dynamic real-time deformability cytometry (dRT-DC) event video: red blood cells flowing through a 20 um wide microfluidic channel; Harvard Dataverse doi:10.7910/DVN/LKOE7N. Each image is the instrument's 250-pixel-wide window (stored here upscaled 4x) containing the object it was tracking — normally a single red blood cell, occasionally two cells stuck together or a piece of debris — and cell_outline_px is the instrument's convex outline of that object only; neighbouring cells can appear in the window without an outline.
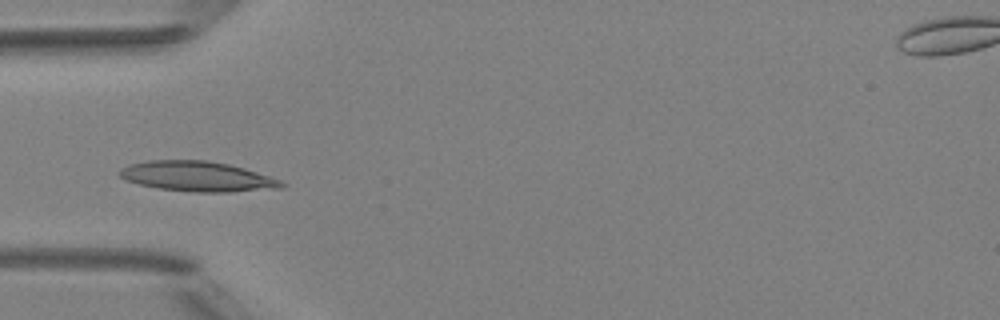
{"species": "Egyptian fruit bat (a non-hibernating species)", "species_latin": "Rousettus aegyptiacus", "temperature_condition": "room temperature", "stored_images_in_passage": 46, "camera_frame_rate_fps": 3000, "um_per_image_px": 0.085, "animal": {"sex": "female"}, "frame": {"image": 1, "passage_image": 13, "time_ms": 4.0, "image_size_px": [1000, 320], "cell_outline_px": [[288, 184], [280, 188], [232, 192], [196, 192], [160, 188], [140, 184], [124, 180], [116, 172], [120, 168], [128, 164], [148, 160], [208, 160], [228, 164], [244, 168], [280, 180]], "centroid_in_image_um": [16.74, 14.99], "position_along_channel_um": 68.3, "area_um2": 28.44}}
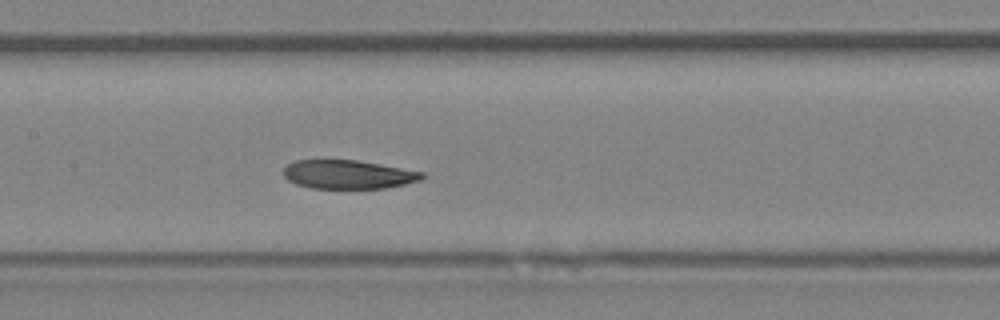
{"frame": {"image": 2, "passage_image": 21, "time_ms": 6.667, "image_size_px": [1000, 320], "cell_outline_px": [[424, 176], [420, 180], [404, 184], [384, 188], [312, 188], [296, 184], [288, 180], [284, 176], [284, 168], [288, 164], [296, 160], [356, 160], [380, 164], [424, 172]], "centroid_in_image_um": [29.58, 14.82], "position_along_channel_um": 177.8, "area_um2": 23.0}}
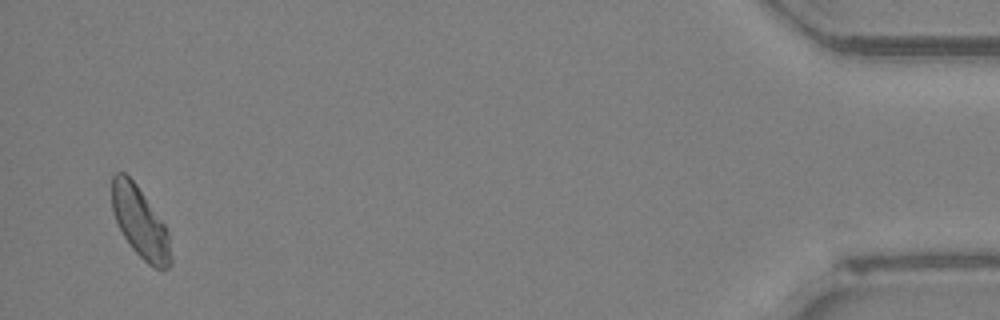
{"frame": {"image": 3, "passage_image": 45, "time_ms": 14.667, "image_size_px": [1000, 320], "cell_outline_px": [[172, 264], [168, 268], [156, 268], [148, 264], [132, 248], [124, 236], [116, 220], [112, 208], [112, 176], [116, 172], [124, 172], [136, 184], [164, 224], [168, 232], [172, 256]], "centroid_in_image_um": [11.92, 18.92], "position_along_channel_um": 423.3, "area_um2": 23.93}}